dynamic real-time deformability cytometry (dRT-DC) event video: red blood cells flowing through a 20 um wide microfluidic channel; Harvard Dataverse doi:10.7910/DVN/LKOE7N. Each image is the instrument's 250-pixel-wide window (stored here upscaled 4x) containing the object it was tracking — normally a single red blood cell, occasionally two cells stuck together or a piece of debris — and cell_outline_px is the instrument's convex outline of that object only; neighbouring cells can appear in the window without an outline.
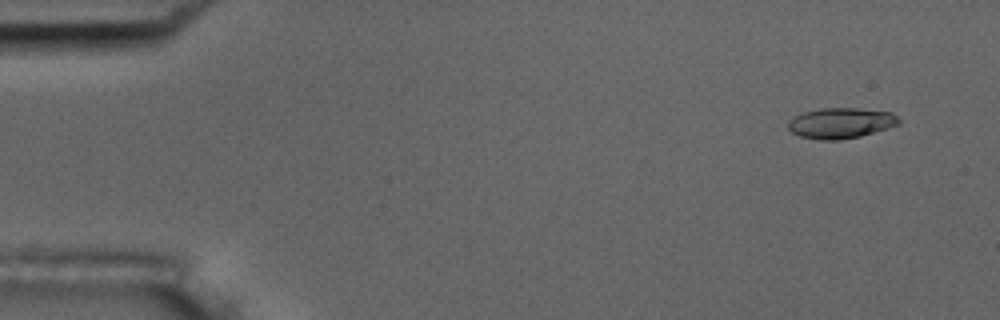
{"species": "common noctule bat (a hibernating species)", "species_latin": "Nyctalus noctula", "temperature_condition": "room temperature", "stored_images_in_passage": 6, "camera_frame_rate_fps": 3000, "um_per_image_px": 0.085, "animal": {"sex": "male", "body_mass_g": 17.5, "forearm_length_mm": 52.3}, "frame": {"image": 1, "passage_image": 1, "time_ms": 0.0, "image_size_px": [1000, 320], "cell_outline_px": [[900, 124], [888, 128], [860, 136], [840, 140], [820, 140], [800, 136], [792, 132], [788, 128], [788, 120], [804, 112], [820, 108], [856, 108], [892, 112], [900, 120]], "centroid_in_image_um": [71.47, 10.46], "position_along_channel_um": 13.5, "area_um2": 19.71}}